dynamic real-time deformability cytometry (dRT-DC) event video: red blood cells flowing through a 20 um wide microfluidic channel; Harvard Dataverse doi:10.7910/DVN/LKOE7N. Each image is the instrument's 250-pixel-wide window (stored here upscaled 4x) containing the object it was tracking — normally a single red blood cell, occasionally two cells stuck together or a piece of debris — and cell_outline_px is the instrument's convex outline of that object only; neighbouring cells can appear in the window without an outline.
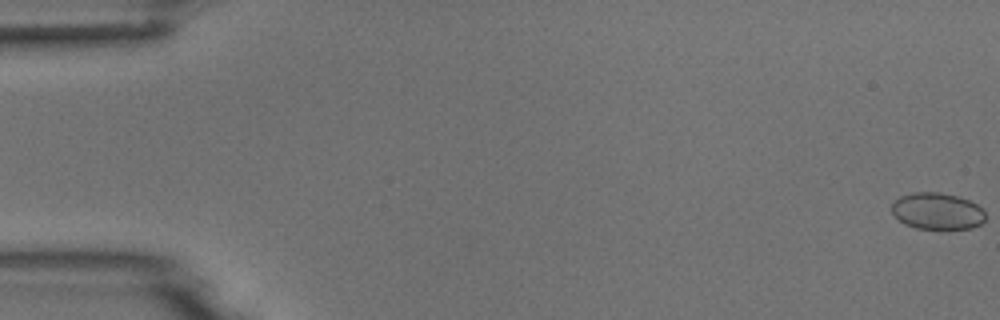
{"species": "common noctule bat (a hibernating species)", "species_latin": "Nyctalus noctula", "temperature_condition": "room temperature", "stored_images_in_passage": 54, "camera_frame_rate_fps": 3000, "um_per_image_px": 0.085, "animal": {"sex": "male", "body_mass_g": 18.8}, "frame": {"image": 1, "passage_image": 1, "time_ms": 0.0, "image_size_px": [1000, 320], "cell_outline_px": [[984, 220], [980, 224], [972, 228], [916, 228], [904, 224], [892, 212], [892, 204], [900, 196], [912, 192], [940, 192], [956, 196], [968, 200], [984, 208]], "centroid_in_image_um": [79.66, 17.93], "position_along_channel_um": 5.3, "area_um2": 19.83}}
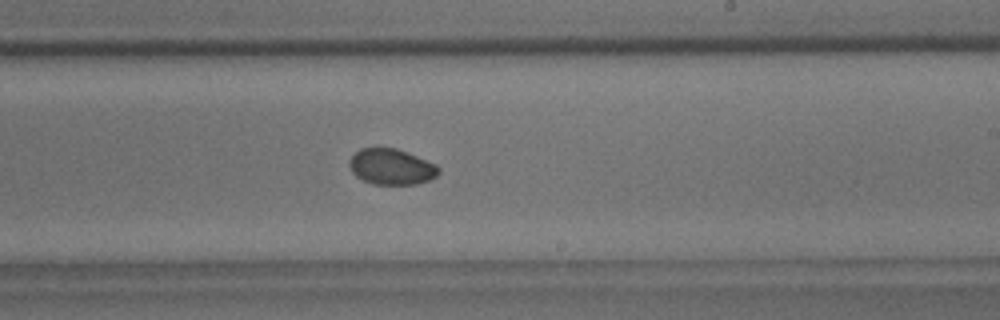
{"frame": {"image": 2, "passage_image": 33, "time_ms": 10.667, "image_size_px": [1000, 320], "cell_outline_px": [[440, 172], [436, 176], [428, 180], [416, 184], [372, 184], [356, 176], [352, 172], [348, 164], [348, 160], [360, 148], [396, 148], [408, 152], [436, 164], [440, 168]], "centroid_in_image_um": [33.27, 14.17], "position_along_channel_um": 255.7, "area_um2": 18.67}}
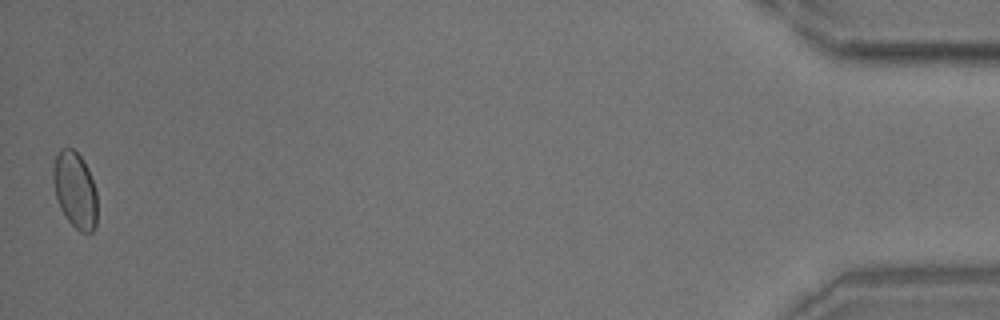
{"frame": {"image": 3, "passage_image": 54, "time_ms": 17.667, "image_size_px": [1000, 320], "cell_outline_px": [[96, 224], [92, 232], [80, 232], [68, 220], [60, 208], [56, 196], [52, 180], [52, 168], [56, 152], [60, 148], [72, 148], [84, 160], [88, 168], [96, 192]], "centroid_in_image_um": [6.35, 16.11], "position_along_channel_um": 428.8, "area_um2": 19.65}}